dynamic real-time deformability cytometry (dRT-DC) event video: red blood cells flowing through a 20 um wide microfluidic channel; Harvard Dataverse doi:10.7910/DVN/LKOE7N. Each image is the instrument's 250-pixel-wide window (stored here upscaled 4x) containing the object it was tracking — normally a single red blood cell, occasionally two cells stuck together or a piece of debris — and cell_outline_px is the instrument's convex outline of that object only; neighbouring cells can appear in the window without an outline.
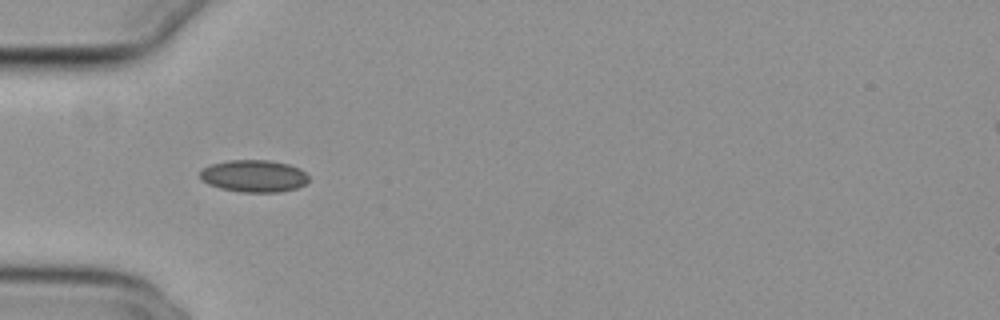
{"species": "common noctule bat (a hibernating species)", "species_latin": "Nyctalus noctula", "temperature_condition": "cold", "stored_images_in_passage": 38, "camera_frame_rate_fps": 3000, "um_per_image_px": 0.085, "animal": {"sex": "female", "body_mass_g": 29.2, "forearm_length_mm": 56.3}, "frame": {"image": 1, "passage_image": 1, "time_ms": 0.0, "image_size_px": [1000, 320], "cell_outline_px": [[308, 180], [304, 184], [296, 188], [280, 192], [240, 192], [220, 188], [208, 184], [200, 180], [200, 172], [204, 168], [212, 164], [228, 160], [268, 160], [288, 164], [300, 168], [308, 176]], "centroid_in_image_um": [21.57, 14.96], "position_along_channel_um": 63.4, "area_um2": 20.35}}
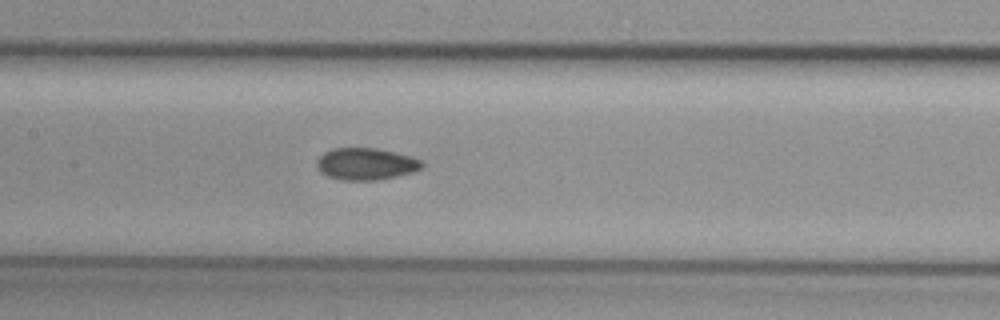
{"frame": {"image": 2, "passage_image": 10, "time_ms": 3.0, "image_size_px": [1000, 320], "cell_outline_px": [[424, 164], [420, 168], [412, 172], [380, 180], [344, 180], [328, 176], [320, 172], [316, 168], [316, 160], [324, 152], [332, 148], [376, 148], [396, 152], [412, 156], [420, 160]], "centroid_in_image_um": [31.08, 13.93], "position_along_channel_um": 176.3, "area_um2": 19.65}}
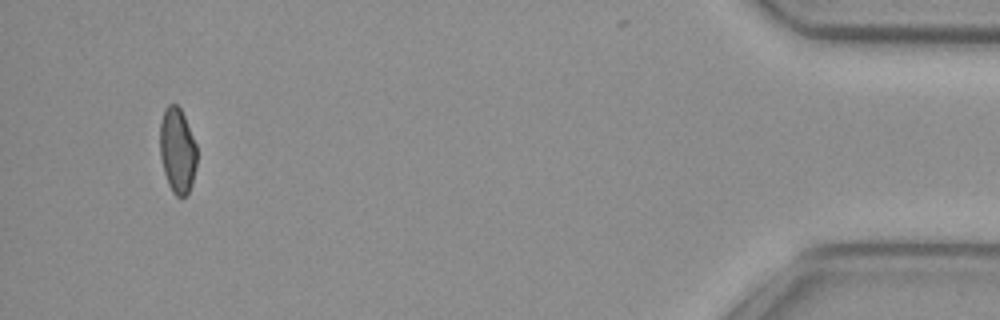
{"frame": {"image": 3, "passage_image": 35, "time_ms": 11.333, "image_size_px": [1000, 320], "cell_outline_px": [[196, 164], [192, 184], [188, 192], [184, 196], [176, 196], [172, 192], [168, 184], [164, 172], [160, 156], [160, 124], [164, 108], [168, 104], [176, 104], [180, 108], [184, 116], [196, 144]], "centroid_in_image_um": [15.06, 12.78], "position_along_channel_um": 420.1, "area_um2": 18.32}, "authors_computed_cell_mechanics": {"area_um2": 19.3052, "velocity_mm_per_s": 3.8332, "shape_relaxation_time_tau1_ms": null, "shape_relaxation_time_tau2_ms": 3.3985, "deformation_change_tau1": null, "deformation_change_tau2": 0.05}}